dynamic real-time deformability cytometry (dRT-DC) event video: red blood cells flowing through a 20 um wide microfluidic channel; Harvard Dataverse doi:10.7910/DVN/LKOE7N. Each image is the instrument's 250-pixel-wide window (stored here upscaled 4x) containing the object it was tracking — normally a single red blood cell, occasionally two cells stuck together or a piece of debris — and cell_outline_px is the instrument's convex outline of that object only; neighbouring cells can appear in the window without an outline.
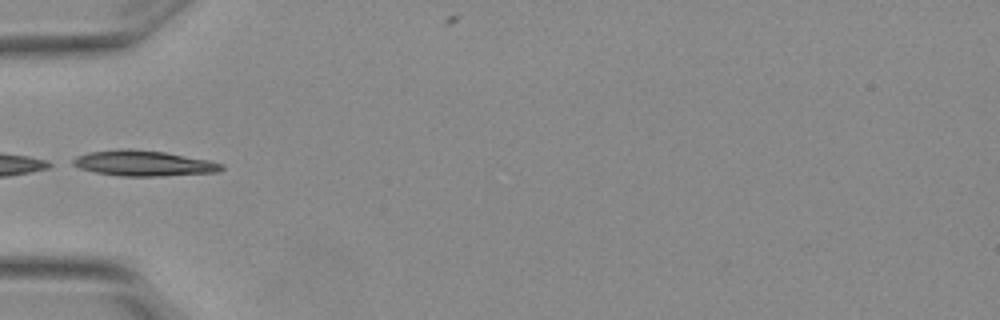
{"species": "Egyptian fruit bat (a non-hibernating species)", "species_latin": "Rousettus aegyptiacus", "temperature_condition": "warm", "stored_images_in_passage": 6, "camera_frame_rate_fps": 3000, "um_per_image_px": 0.085, "animal": {"sex": "female"}, "frame": {"image": 1, "passage_image": 4, "time_ms": 1.0, "image_size_px": [1000, 320], "cell_outline_px": [[224, 168], [220, 172], [160, 176], [120, 176], [96, 172], [80, 168], [72, 164], [72, 160], [76, 156], [88, 152], [120, 148], [128, 148], [164, 152], [208, 160], [224, 164]], "centroid_in_image_um": [12.2, 13.87], "position_along_channel_um": 72.8, "area_um2": 22.14}}
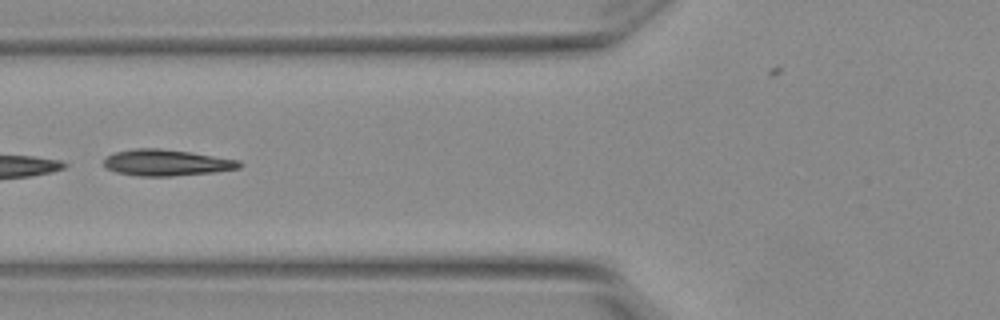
{"frame": {"image": 2, "passage_image": 5, "time_ms": 1.333, "image_size_px": [1000, 320], "cell_outline_px": [[244, 164], [240, 168], [212, 172], [172, 176], [136, 176], [116, 172], [108, 168], [104, 164], [104, 160], [108, 156], [116, 152], [136, 148], [160, 148], [192, 152], [240, 160]], "centroid_in_image_um": [14.2, 13.82], "position_along_channel_um": 111.6, "area_um2": 20.75}}